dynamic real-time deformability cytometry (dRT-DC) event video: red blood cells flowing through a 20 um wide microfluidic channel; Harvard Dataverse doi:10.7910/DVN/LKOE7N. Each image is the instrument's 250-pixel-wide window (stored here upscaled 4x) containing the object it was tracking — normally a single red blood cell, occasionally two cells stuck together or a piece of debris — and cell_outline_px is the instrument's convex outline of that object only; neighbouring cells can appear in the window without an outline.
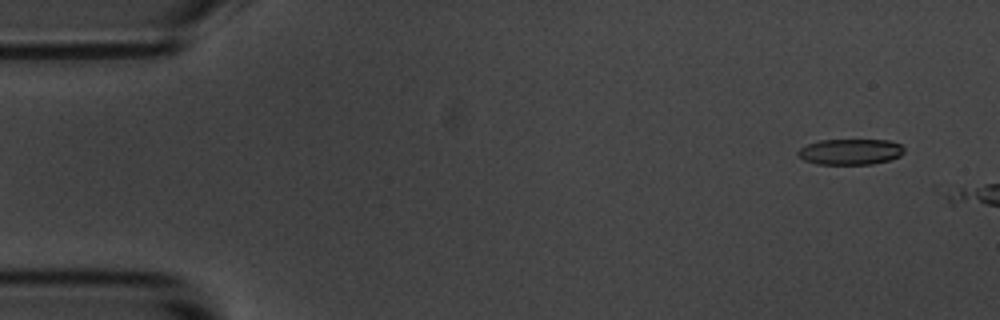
{"species": "common noctule bat (a hibernating species)", "species_latin": "Nyctalus noctula", "temperature_condition": "room temperature", "stored_images_in_passage": 3, "camera_frame_rate_fps": 3000, "um_per_image_px": 0.085, "animal": {"sex": "male", "body_mass_g": 20.1, "forearm_length_mm": 53.5}, "frame": {"image": 1, "passage_image": 1, "time_ms": 0.0, "image_size_px": [1000, 320], "cell_outline_px": [[904, 152], [900, 156], [888, 160], [872, 164], [816, 164], [804, 160], [796, 156], [796, 152], [800, 148], [808, 144], [820, 140], [888, 140], [900, 144], [904, 148]], "centroid_in_image_um": [72.25, 12.9], "position_along_channel_um": 12.8, "area_um2": 16.01}}